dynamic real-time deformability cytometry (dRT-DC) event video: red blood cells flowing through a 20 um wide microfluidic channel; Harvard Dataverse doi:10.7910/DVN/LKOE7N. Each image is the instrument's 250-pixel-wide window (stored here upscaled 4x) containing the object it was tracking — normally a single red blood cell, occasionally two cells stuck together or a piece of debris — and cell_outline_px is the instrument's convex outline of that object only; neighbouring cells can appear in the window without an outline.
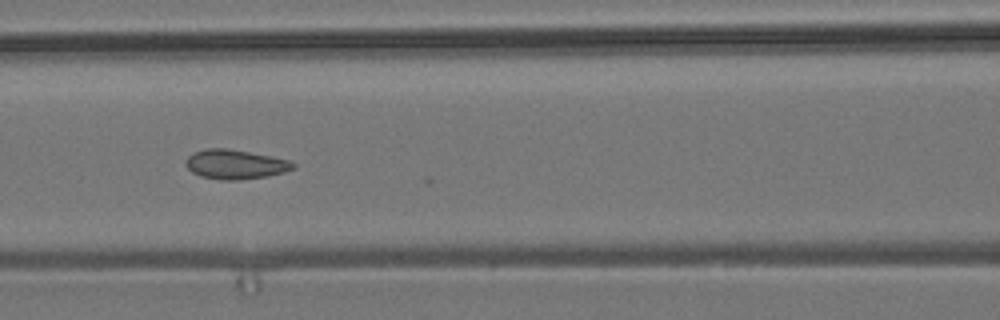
{"species": "common noctule bat (a hibernating species)", "species_latin": "Nyctalus noctula", "temperature_condition": "room temperature", "stored_images_in_passage": 8, "camera_frame_rate_fps": 3000, "um_per_image_px": 0.085, "animal": {"sex": "male", "body_mass_g": 19.2, "forearm_length_mm": 51.8}, "frame": {"image": 1, "passage_image": 6, "time_ms": 1.667, "image_size_px": [1000, 320], "cell_outline_px": [[296, 168], [284, 172], [268, 176], [236, 180], [220, 180], [200, 176], [192, 172], [184, 164], [184, 160], [188, 156], [204, 148], [228, 148], [288, 160], [296, 164]], "centroid_in_image_um": [19.97, 13.97], "position_along_channel_um": 146.6, "area_um2": 18.38}}
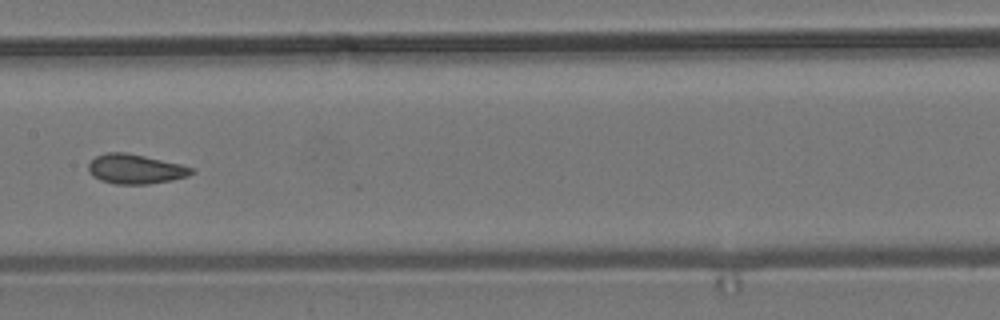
{"frame": {"image": 2, "passage_image": 7, "time_ms": 2.0, "image_size_px": [1000, 320], "cell_outline_px": [[196, 172], [188, 176], [172, 180], [148, 184], [116, 184], [100, 180], [92, 176], [88, 172], [88, 164], [96, 156], [108, 152], [124, 152], [144, 156], [180, 164], [192, 168]], "centroid_in_image_um": [11.49, 14.37], "position_along_channel_um": 195.9, "area_um2": 17.74}}